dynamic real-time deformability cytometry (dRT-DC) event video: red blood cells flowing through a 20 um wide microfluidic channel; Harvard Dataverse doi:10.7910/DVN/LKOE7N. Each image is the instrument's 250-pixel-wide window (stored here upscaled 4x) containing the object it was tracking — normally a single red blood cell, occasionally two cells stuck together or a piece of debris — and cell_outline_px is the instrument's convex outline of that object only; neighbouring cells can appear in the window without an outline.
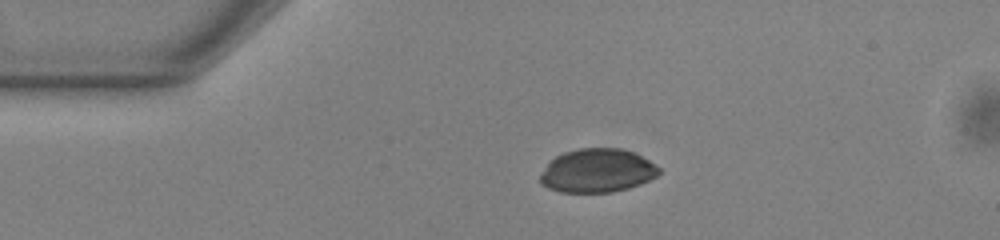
{"species": "common noctule bat (a hibernating species)", "species_latin": "Nyctalus noctula", "temperature_condition": "warm", "stored_images_in_passage": 43, "camera_frame_rate_fps": 3000, "um_per_image_px": 0.085, "animal": {"sex": "male", "body_mass_g": 13.0, "forearm_length_mm": 53.1}, "frame": {"image": 1, "passage_image": 1, "time_ms": 0.0, "image_size_px": [1000, 240], "cell_outline_px": [[660, 172], [656, 176], [640, 184], [628, 188], [612, 192], [560, 192], [548, 188], [540, 184], [540, 176], [544, 168], [556, 156], [564, 152], [580, 148], [620, 148], [636, 152], [660, 168]], "centroid_in_image_um": [50.77, 14.5], "position_along_channel_um": 34.2, "area_um2": 30.17}}
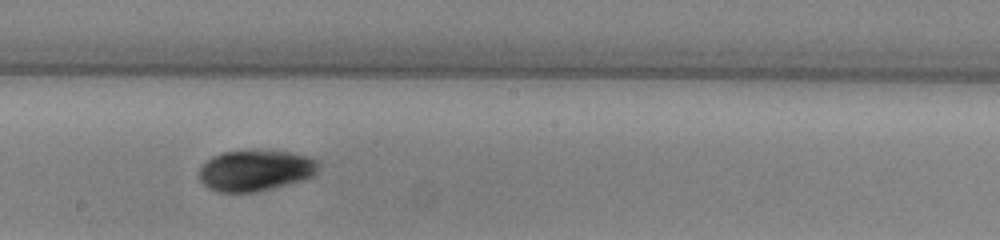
{"frame": {"image": 2, "passage_image": 19, "time_ms": 6.0, "image_size_px": [1000, 240], "cell_outline_px": [[320, 168], [312, 176], [304, 180], [256, 192], [216, 192], [208, 188], [200, 180], [200, 168], [212, 156], [224, 152], [248, 148], [260, 148], [288, 152], [312, 156], [320, 160]], "centroid_in_image_um": [21.77, 14.45], "position_along_channel_um": 226.4, "area_um2": 29.42}}
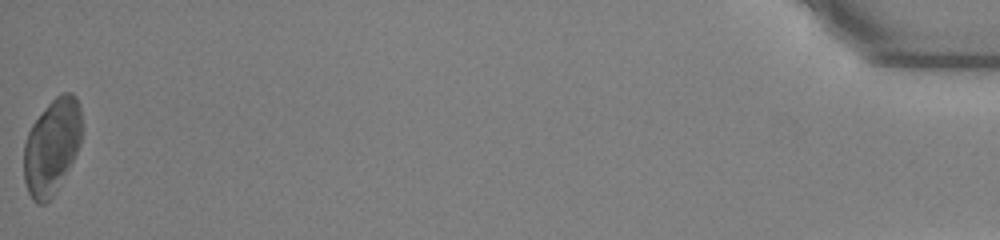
{"frame": {"image": 3, "passage_image": 43, "time_ms": 14.0, "image_size_px": [1000, 240], "cell_outline_px": [[80, 144], [56, 192], [44, 204], [36, 204], [32, 200], [28, 192], [24, 180], [24, 144], [28, 132], [32, 124], [48, 104], [56, 96], [64, 92], [72, 92], [76, 96], [80, 104]], "centroid_in_image_um": [4.38, 12.46], "position_along_channel_um": 430.8, "area_um2": 31.96}, "authors_computed_cell_mechanics": {"area_um2": 29.5358, "velocity_mm_per_s": 3.8636, "shape_relaxation_time_tau1_ms": 8.31, "shape_relaxation_time_tau2_ms": 9.8962, "deformation_change_tau1": 0.0768, "deformation_change_tau2": 0.0509}}